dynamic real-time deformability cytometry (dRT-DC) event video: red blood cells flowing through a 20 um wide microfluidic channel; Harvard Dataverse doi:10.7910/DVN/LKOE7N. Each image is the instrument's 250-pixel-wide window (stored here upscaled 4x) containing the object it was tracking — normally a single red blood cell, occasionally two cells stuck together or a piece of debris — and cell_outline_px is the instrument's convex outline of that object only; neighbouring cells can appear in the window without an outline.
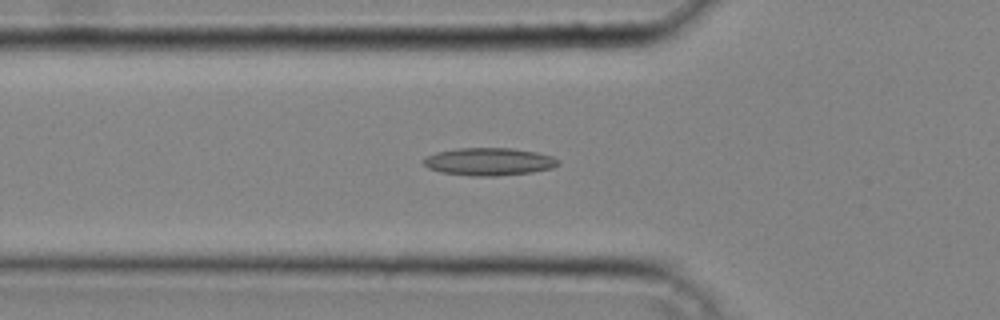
{"species": "common noctule bat (a hibernating species)", "species_latin": "Nyctalus noctula", "temperature_condition": "cold", "stored_images_in_passage": 29, "camera_frame_rate_fps": 3000, "um_per_image_px": 0.085, "animal": {"sex": "male", "body_mass_g": 20.4}, "frame": {"image": 1, "passage_image": 3, "time_ms": 0.667, "image_size_px": [1000, 320], "cell_outline_px": [[560, 164], [552, 168], [532, 172], [496, 176], [472, 176], [440, 172], [428, 168], [420, 160], [436, 152], [456, 148], [512, 148], [536, 152], [552, 156], [560, 160]], "centroid_in_image_um": [41.56, 13.74], "position_along_channel_um": 84.2, "area_um2": 21.85}}
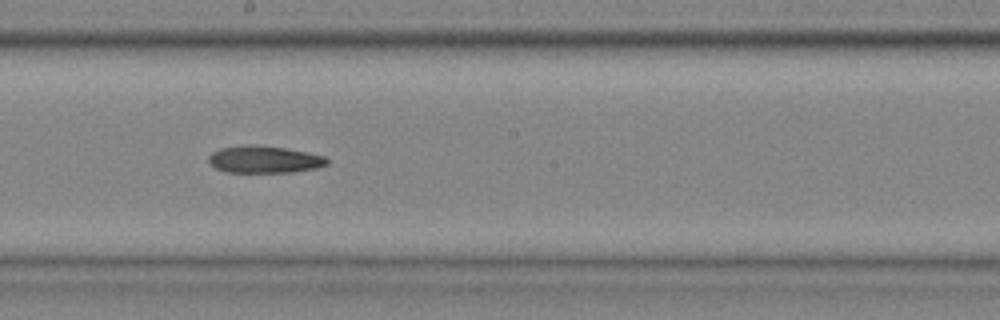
{"frame": {"image": 2, "passage_image": 12, "time_ms": 3.667, "image_size_px": [1000, 320], "cell_outline_px": [[328, 164], [320, 168], [292, 172], [224, 172], [216, 168], [208, 160], [208, 156], [212, 152], [220, 148], [252, 144], [256, 144], [284, 148], [308, 152], [324, 156], [328, 160]], "centroid_in_image_um": [22.48, 13.55], "position_along_channel_um": 225.7, "area_um2": 18.84}}
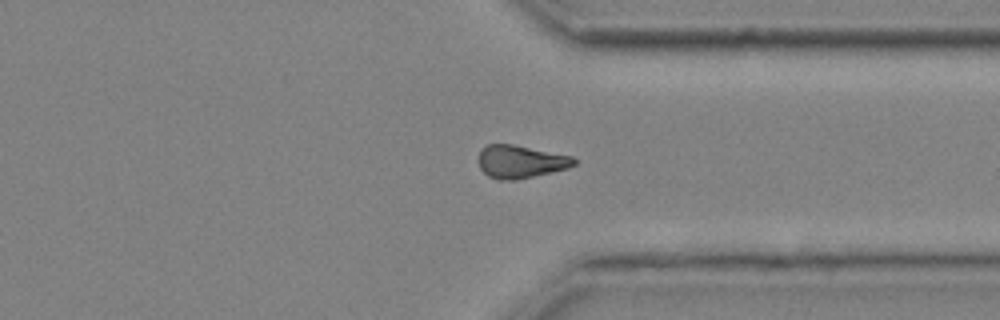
{"frame": {"image": 3, "passage_image": 21, "time_ms": 6.667, "image_size_px": [1000, 320], "cell_outline_px": [[576, 164], [568, 168], [552, 172], [516, 180], [500, 180], [488, 176], [480, 168], [480, 152], [488, 144], [512, 144], [572, 156], [576, 160]], "centroid_in_image_um": [44.27, 13.75], "position_along_channel_um": 367.1, "area_um2": 18.09}}